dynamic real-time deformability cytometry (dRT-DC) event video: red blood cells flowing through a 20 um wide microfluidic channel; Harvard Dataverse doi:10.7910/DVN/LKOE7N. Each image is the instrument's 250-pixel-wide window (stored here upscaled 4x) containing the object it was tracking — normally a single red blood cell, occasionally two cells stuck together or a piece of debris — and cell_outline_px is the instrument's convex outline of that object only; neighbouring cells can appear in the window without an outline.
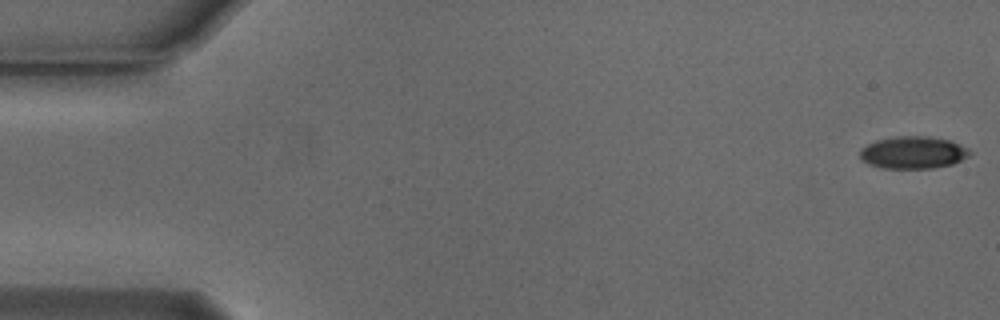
{"species": "Egyptian fruit bat (a non-hibernating species)", "species_latin": "Rousettus aegyptiacus", "temperature_condition": "cold", "stored_images_in_passage": 54, "camera_frame_rate_fps": 3000, "um_per_image_px": 0.085, "animal": {"sex": "male"}, "frame": {"image": 1, "passage_image": 1, "time_ms": 0.0, "image_size_px": [1000, 320], "cell_outline_px": [[972, 152], [968, 156], [952, 164], [932, 168], [880, 168], [868, 164], [860, 160], [860, 148], [876, 140], [896, 136], [928, 136], [952, 140], [968, 148]], "centroid_in_image_um": [77.6, 12.96], "position_along_channel_um": 7.4, "area_um2": 20.87}}
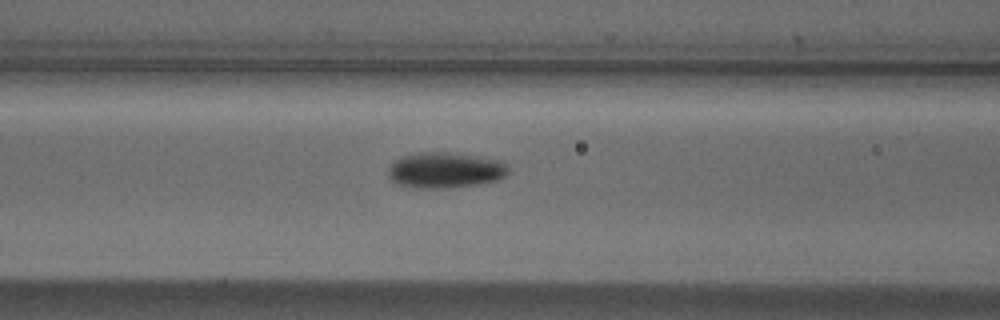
{"frame": {"image": 2, "passage_image": 22, "time_ms": 7.0, "image_size_px": [1000, 320], "cell_outline_px": [[508, 172], [500, 180], [480, 184], [444, 188], [420, 188], [400, 184], [392, 180], [388, 176], [388, 168], [400, 156], [416, 152], [452, 152], [480, 156], [500, 160], [508, 164]], "centroid_in_image_um": [37.87, 14.44], "position_along_channel_um": 128.7, "area_um2": 25.26}}
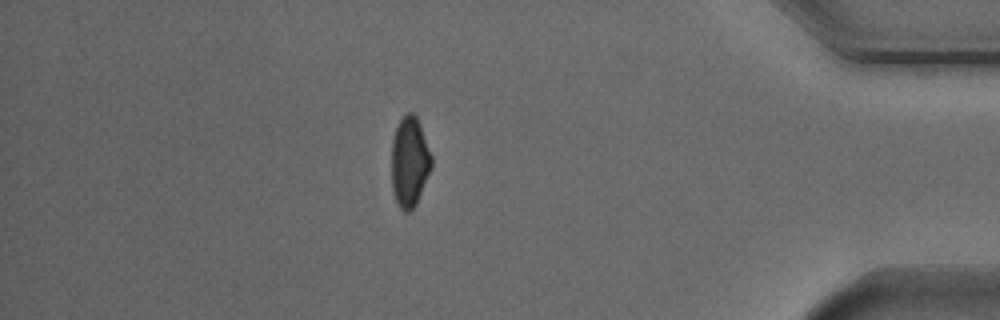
{"frame": {"image": 3, "passage_image": 47, "time_ms": 15.333, "image_size_px": [1000, 320], "cell_outline_px": [[432, 168], [416, 204], [408, 212], [404, 212], [400, 208], [396, 200], [392, 188], [392, 140], [396, 128], [400, 120], [408, 112], [412, 112], [416, 116], [420, 124], [432, 156]], "centroid_in_image_um": [34.82, 13.76], "position_along_channel_um": 400.4, "area_um2": 20.92}, "authors_computed_cell_mechanics": {"area_um2": 22.253, "velocity_mm_per_s": 3.7595, "shape_relaxation_time_tau1_ms": 3.3875, "shape_relaxation_time_tau2_ms": null, "deformation_change_tau1": 0.1032, "deformation_change_tau2": null}}